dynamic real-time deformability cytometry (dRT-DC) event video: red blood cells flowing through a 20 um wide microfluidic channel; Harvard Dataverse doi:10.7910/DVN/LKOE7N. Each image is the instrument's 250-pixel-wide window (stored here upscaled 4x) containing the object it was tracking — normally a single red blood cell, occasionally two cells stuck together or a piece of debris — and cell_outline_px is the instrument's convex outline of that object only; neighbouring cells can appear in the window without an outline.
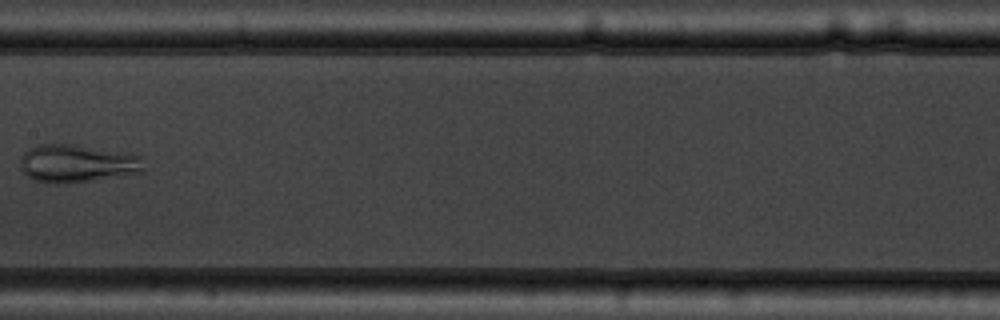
{"species": "common noctule bat (a hibernating species)", "species_latin": "Nyctalus noctula", "temperature_condition": "warm", "stored_images_in_passage": 8, "camera_frame_rate_fps": 3000, "um_per_image_px": 0.085, "animal": {"sex": "male", "body_mass_g": 19.5, "forearm_length_mm": 54.6}, "frame": {"image": 1, "passage_image": 7, "time_ms": 7.0, "image_size_px": [1000, 320], "cell_outline_px": [[144, 172], [120, 176], [68, 184], [52, 184], [36, 180], [28, 176], [20, 168], [20, 160], [24, 152], [28, 148], [36, 144], [72, 144], [128, 152], [140, 156], [144, 168]], "centroid_in_image_um": [6.55, 13.89], "position_along_channel_um": 200.8, "area_um2": 27.69}}